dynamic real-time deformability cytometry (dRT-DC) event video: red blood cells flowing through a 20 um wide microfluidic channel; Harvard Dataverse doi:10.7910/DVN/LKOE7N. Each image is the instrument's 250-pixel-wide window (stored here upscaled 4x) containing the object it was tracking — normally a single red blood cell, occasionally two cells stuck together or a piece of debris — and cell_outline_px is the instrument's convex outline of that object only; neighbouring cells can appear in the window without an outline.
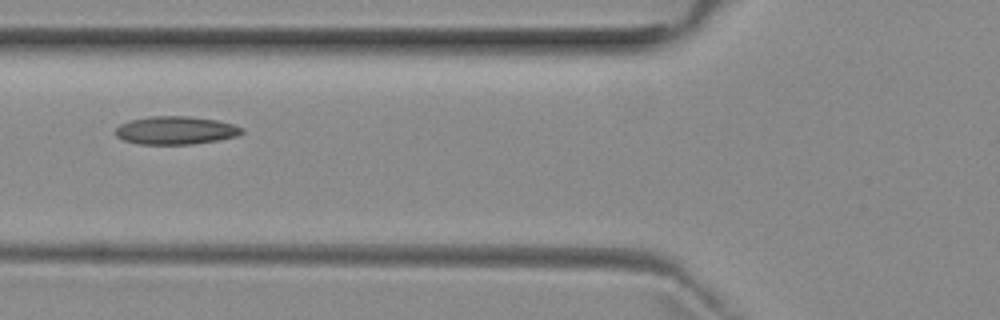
{"species": "common noctule bat (a hibernating species)", "species_latin": "Nyctalus noctula", "temperature_condition": "room temperature", "stored_images_in_passage": 7, "camera_frame_rate_fps": 3000, "um_per_image_px": 0.085, "animal": {"sex": "female", "body_mass_g": 29.2, "forearm_length_mm": 56.3}, "frame": {"image": 1, "passage_image": 4, "time_ms": 4.333, "image_size_px": [1000, 320], "cell_outline_px": [[244, 132], [236, 136], [220, 140], [192, 144], [136, 144], [124, 140], [116, 136], [116, 128], [120, 124], [128, 120], [148, 116], [188, 116], [216, 120], [232, 124], [244, 128]], "centroid_in_image_um": [14.92, 11.08], "position_along_channel_um": 110.9, "area_um2": 20.81}}
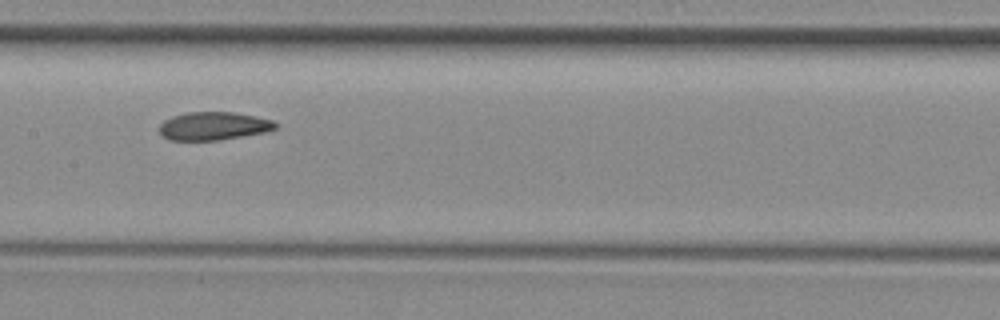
{"frame": {"image": 2, "passage_image": 6, "time_ms": 6.333, "image_size_px": [1000, 320], "cell_outline_px": [[280, 124], [276, 128], [264, 132], [216, 140], [168, 140], [160, 132], [160, 124], [164, 120], [172, 116], [188, 112], [236, 112], [256, 116], [272, 120]], "centroid_in_image_um": [18.16, 10.7], "position_along_channel_um": 189.2, "area_um2": 18.96}}
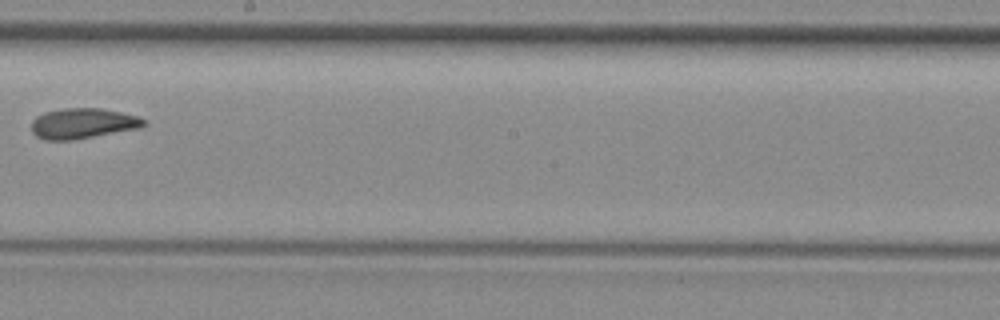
{"frame": {"image": 3, "passage_image": 7, "time_ms": 7.667, "image_size_px": [1000, 320], "cell_outline_px": [[148, 124], [140, 128], [72, 140], [44, 140], [36, 136], [32, 132], [32, 120], [36, 116], [44, 112], [60, 108], [100, 108], [140, 116], [148, 120]], "centroid_in_image_um": [7.06, 10.48], "position_along_channel_um": 241.1, "area_um2": 20.17}}